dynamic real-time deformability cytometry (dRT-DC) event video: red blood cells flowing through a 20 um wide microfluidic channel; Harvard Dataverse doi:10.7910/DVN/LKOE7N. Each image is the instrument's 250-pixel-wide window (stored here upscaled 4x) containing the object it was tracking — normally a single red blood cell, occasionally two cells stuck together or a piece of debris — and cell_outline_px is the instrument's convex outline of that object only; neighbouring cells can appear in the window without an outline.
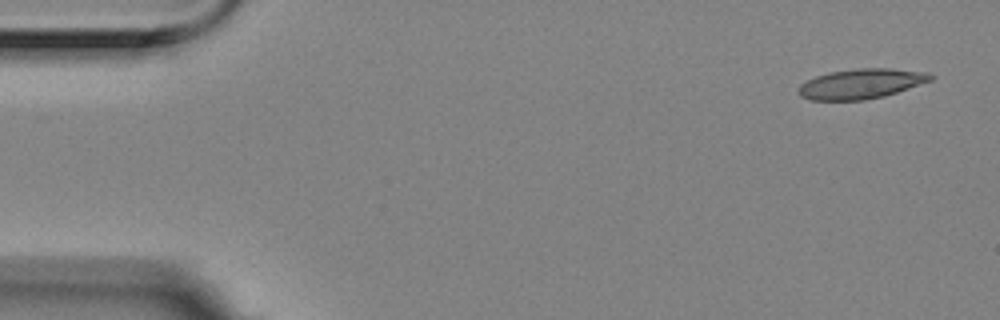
{"species": "Egyptian fruit bat (a non-hibernating species)", "species_latin": "Rousettus aegyptiacus", "temperature_condition": "room temperature", "stored_images_in_passage": 5, "camera_frame_rate_fps": 3000, "um_per_image_px": 0.085, "animal": {"sex": "female"}, "frame": {"image": 1, "passage_image": 1, "time_ms": 0.0, "image_size_px": [1000, 320], "cell_outline_px": [[932, 80], [884, 96], [864, 100], [812, 100], [800, 96], [800, 84], [816, 76], [828, 72], [856, 68], [888, 68], [928, 72], [932, 76]], "centroid_in_image_um": [73.19, 7.11], "position_along_channel_um": 11.8, "area_um2": 22.83}}